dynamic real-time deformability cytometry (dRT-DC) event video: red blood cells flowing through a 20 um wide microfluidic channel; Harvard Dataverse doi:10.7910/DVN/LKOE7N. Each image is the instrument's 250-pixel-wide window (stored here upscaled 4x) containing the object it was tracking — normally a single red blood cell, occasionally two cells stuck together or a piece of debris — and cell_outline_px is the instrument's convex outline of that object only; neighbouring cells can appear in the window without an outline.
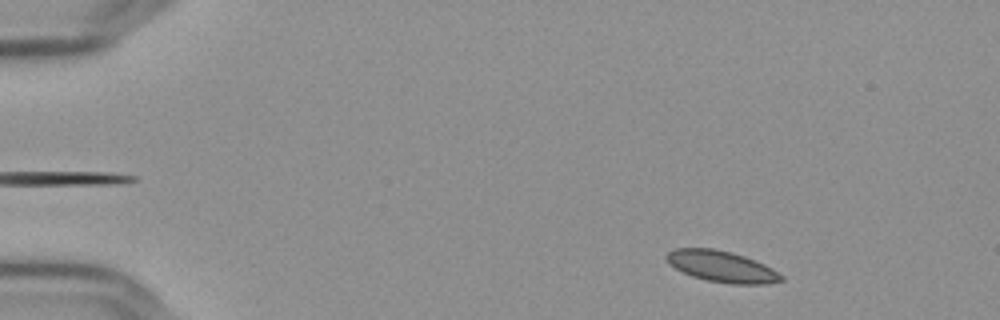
{"species": "Egyptian fruit bat (a non-hibernating species)", "species_latin": "Rousettus aegyptiacus", "temperature_condition": "cold", "stored_images_in_passage": 53, "camera_frame_rate_fps": 3000, "um_per_image_px": 0.085, "frame": {"image": 1, "passage_image": 4, "time_ms": 1.0, "image_size_px": [1000, 320], "cell_outline_px": [[784, 280], [768, 284], [732, 284], [708, 280], [692, 276], [668, 264], [664, 256], [668, 252], [676, 248], [712, 248], [732, 252], [756, 260], [772, 268], [784, 276]], "centroid_in_image_um": [61.36, 22.65], "position_along_channel_um": 23.6, "area_um2": 20.92}}
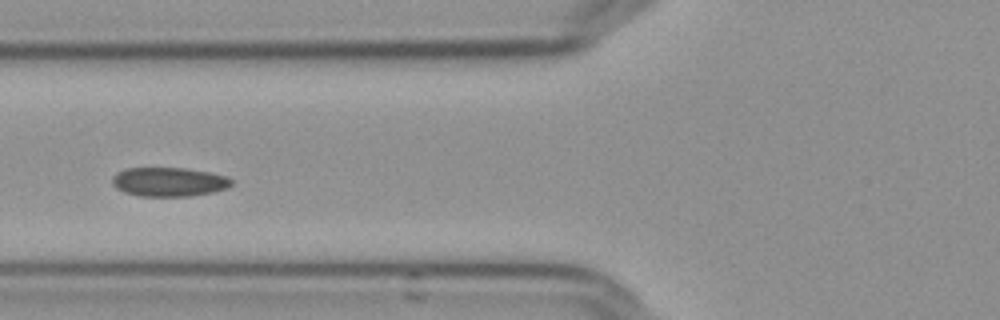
{"frame": {"image": 2, "passage_image": 19, "time_ms": 6.0, "image_size_px": [1000, 320], "cell_outline_px": [[232, 184], [228, 188], [212, 192], [188, 196], [140, 196], [124, 192], [116, 188], [112, 184], [112, 176], [116, 172], [124, 168], [184, 168], [208, 172], [228, 176], [232, 180]], "centroid_in_image_um": [14.33, 15.45], "position_along_channel_um": 111.5, "area_um2": 20.29}}
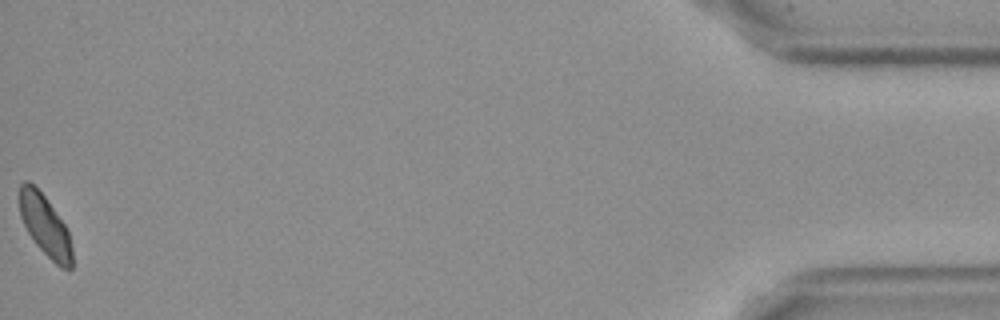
{"frame": {"image": 3, "passage_image": 53, "time_ms": 17.333, "image_size_px": [1000, 320], "cell_outline_px": [[72, 268], [60, 268], [36, 244], [28, 232], [20, 216], [20, 184], [24, 180], [28, 180], [44, 196], [64, 224], [68, 232], [72, 248]], "centroid_in_image_um": [3.83, 19.18], "position_along_channel_um": 431.4, "area_um2": 18.26}}